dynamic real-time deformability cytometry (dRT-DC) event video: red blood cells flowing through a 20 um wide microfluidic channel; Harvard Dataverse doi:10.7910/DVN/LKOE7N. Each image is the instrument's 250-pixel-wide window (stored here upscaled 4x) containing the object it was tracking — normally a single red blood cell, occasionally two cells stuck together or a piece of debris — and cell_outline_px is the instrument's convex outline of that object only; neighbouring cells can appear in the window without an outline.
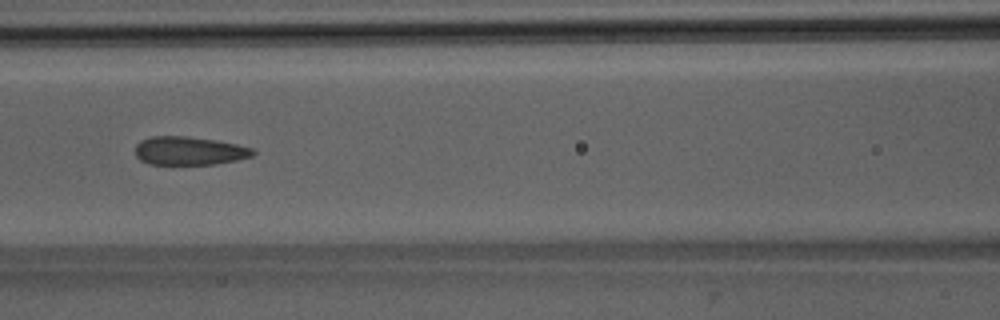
{"species": "Egyptian fruit bat (a non-hibernating species)", "species_latin": "Rousettus aegyptiacus", "temperature_condition": "room temperature", "stored_images_in_passage": 5, "camera_frame_rate_fps": 3000, "um_per_image_px": 0.085, "animal": {"sex": "male"}, "frame": {"image": 1, "passage_image": 5, "time_ms": 5.333, "image_size_px": [1000, 320], "cell_outline_px": [[256, 152], [252, 156], [236, 160], [216, 164], [148, 164], [140, 160], [136, 156], [136, 144], [140, 140], [152, 136], [184, 136], [216, 140], [236, 144], [252, 148]], "centroid_in_image_um": [16.07, 12.82], "position_along_channel_um": 150.5, "area_um2": 19.48}}